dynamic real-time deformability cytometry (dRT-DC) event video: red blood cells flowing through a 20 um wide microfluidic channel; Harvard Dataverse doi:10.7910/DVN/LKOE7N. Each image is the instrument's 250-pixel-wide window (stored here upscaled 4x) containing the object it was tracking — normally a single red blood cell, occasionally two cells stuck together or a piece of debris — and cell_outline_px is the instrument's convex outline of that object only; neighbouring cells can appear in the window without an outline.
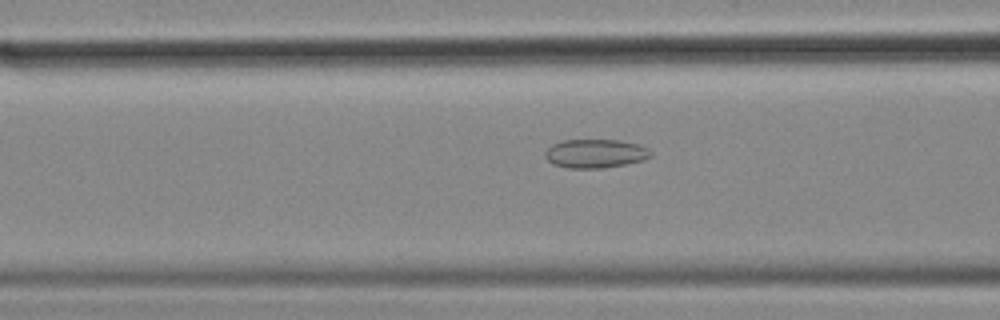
{"species": "common noctule bat (a hibernating species)", "species_latin": "Nyctalus noctula", "temperature_condition": "cold", "stored_images_in_passage": 40, "camera_frame_rate_fps": 3000, "um_per_image_px": 0.085, "animal": {"sex": "female", "body_mass_g": 18.4}, "frame": {"image": 1, "passage_image": 5, "time_ms": 1.333, "image_size_px": [1000, 320], "cell_outline_px": [[652, 156], [644, 160], [604, 168], [568, 168], [552, 164], [544, 156], [544, 152], [552, 144], [564, 140], [620, 140], [640, 144], [648, 148], [652, 152]], "centroid_in_image_um": [50.62, 13.05], "position_along_channel_um": 116.0, "area_um2": 17.86}}
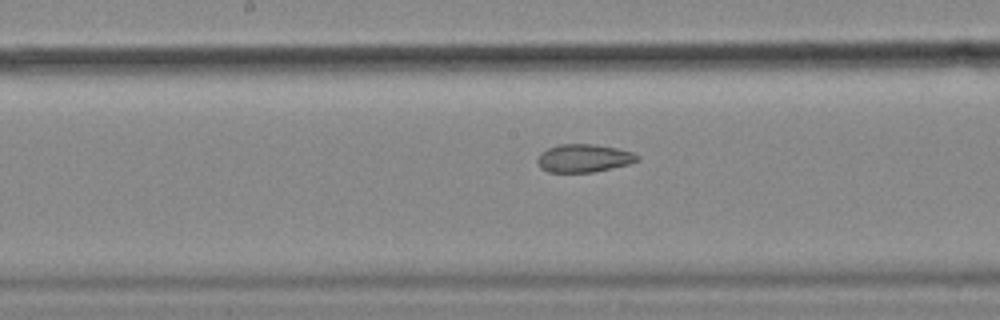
{"frame": {"image": 2, "passage_image": 12, "time_ms": 3.667, "image_size_px": [1000, 320], "cell_outline_px": [[640, 160], [628, 164], [612, 168], [592, 172], [548, 172], [540, 168], [536, 160], [540, 152], [548, 148], [560, 144], [596, 144], [616, 148], [632, 152], [640, 156]], "centroid_in_image_um": [49.61, 13.44], "position_along_channel_um": 198.6, "area_um2": 16.42}}
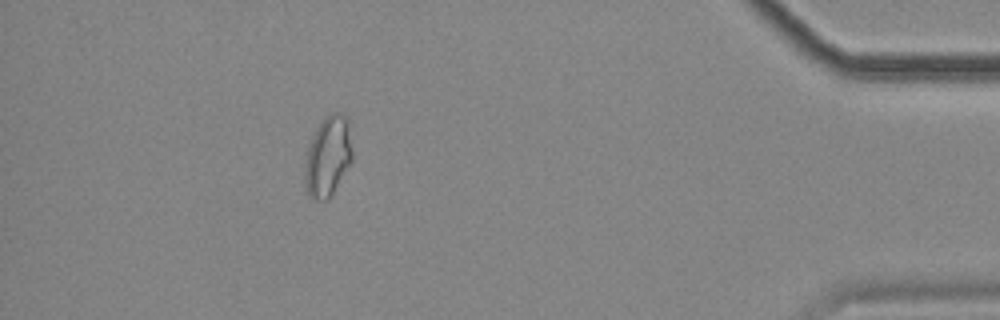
{"frame": {"image": 3, "passage_image": 34, "time_ms": 11.0, "image_size_px": [1000, 320], "cell_outline_px": [[352, 160], [328, 200], [312, 200], [308, 196], [304, 184], [304, 168], [308, 148], [312, 136], [316, 128], [332, 112], [340, 112], [348, 116], [352, 148]], "centroid_in_image_um": [27.87, 13.3], "position_along_channel_um": 407.3, "area_um2": 22.31}, "authors_computed_cell_mechanics": {"area_um2": 17.6579, "velocity_mm_per_s": 3.5404, "shape_relaxation_time_tau1_ms": null, "shape_relaxation_time_tau2_ms": 2.068, "deformation_change_tau1": null, "deformation_change_tau2": 0.0718}}